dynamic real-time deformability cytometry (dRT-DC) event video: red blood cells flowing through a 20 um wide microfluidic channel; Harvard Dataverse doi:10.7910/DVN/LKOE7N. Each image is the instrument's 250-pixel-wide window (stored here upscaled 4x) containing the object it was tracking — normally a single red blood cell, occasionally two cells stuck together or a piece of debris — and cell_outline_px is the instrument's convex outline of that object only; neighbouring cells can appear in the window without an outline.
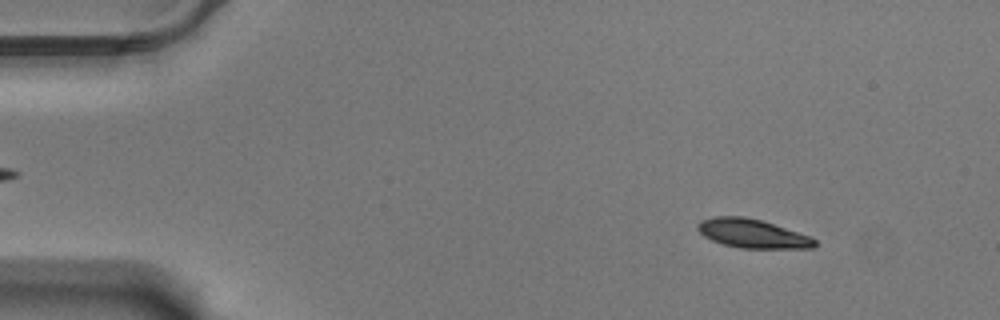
{"species": "Egyptian fruit bat (a non-hibernating species)", "species_latin": "Rousettus aegyptiacus", "temperature_condition": "warm", "stored_images_in_passage": 59, "camera_frame_rate_fps": 3000, "um_per_image_px": 0.085, "animal": {"sex": "male"}, "frame": {"image": 1, "passage_image": 8, "time_ms": 2.333, "image_size_px": [1000, 320], "cell_outline_px": [[816, 244], [812, 248], [740, 248], [724, 244], [712, 240], [704, 236], [696, 228], [696, 224], [700, 220], [716, 216], [744, 216], [760, 220], [812, 236], [816, 240]], "centroid_in_image_um": [63.94, 19.84], "position_along_channel_um": 21.1, "area_um2": 19.65}}
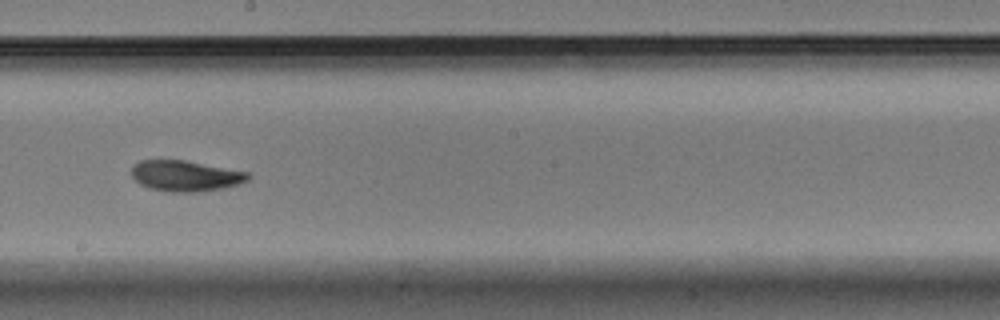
{"frame": {"image": 2, "passage_image": 34, "time_ms": 11.0, "image_size_px": [1000, 320], "cell_outline_px": [[252, 176], [248, 180], [240, 184], [224, 188], [200, 192], [168, 192], [148, 188], [140, 184], [132, 176], [132, 164], [140, 160], [184, 160], [248, 172]], "centroid_in_image_um": [15.77, 14.96], "position_along_channel_um": 232.4, "area_um2": 21.1}}
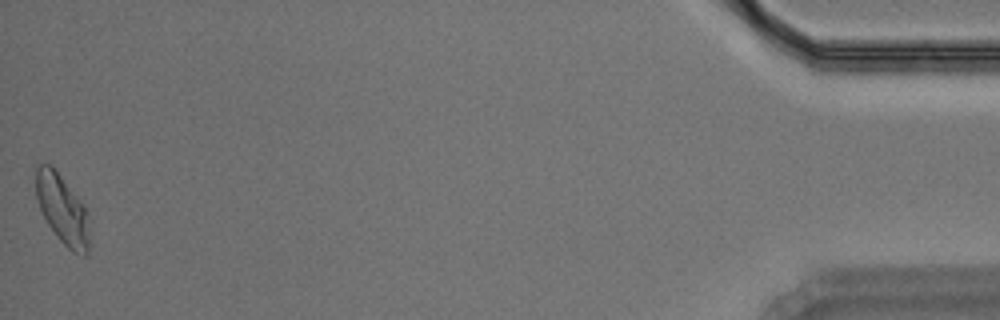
{"frame": {"image": 3, "passage_image": 59, "time_ms": 19.333, "image_size_px": [1000, 320], "cell_outline_px": [[88, 256], [84, 256], [72, 252], [56, 236], [48, 224], [40, 208], [36, 196], [36, 164], [52, 164], [84, 204], [88, 216]], "centroid_in_image_um": [5.3, 17.78], "position_along_channel_um": 429.9, "area_um2": 21.68}, "authors_computed_cell_mechanics": {"area_um2": 20.7502, "velocity_mm_per_s": 3.4788, "shape_relaxation_time_tau1_ms": 6.5205, "shape_relaxation_time_tau2_ms": 4.5393, "deformation_change_tau1": 0.164, "deformation_change_tau2": 0.0934}}